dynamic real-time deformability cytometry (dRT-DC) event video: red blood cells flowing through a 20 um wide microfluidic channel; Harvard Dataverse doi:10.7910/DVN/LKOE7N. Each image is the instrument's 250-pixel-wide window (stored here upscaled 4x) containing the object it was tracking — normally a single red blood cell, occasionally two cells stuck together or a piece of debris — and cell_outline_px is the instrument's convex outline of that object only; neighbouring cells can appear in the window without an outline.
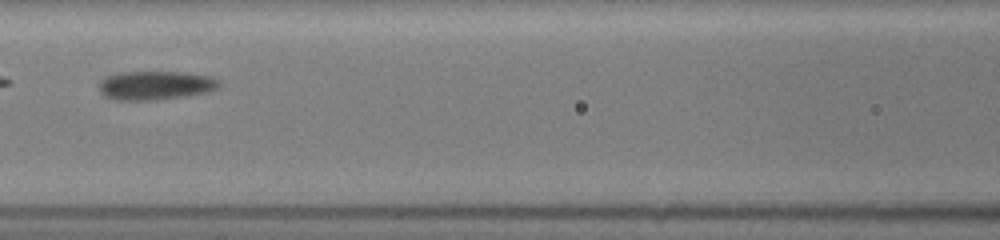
{"species": "common noctule bat (a hibernating species)", "species_latin": "Nyctalus noctula", "temperature_condition": "room temperature", "stored_images_in_passage": 21, "camera_frame_rate_fps": 3000, "um_per_image_px": 0.085, "animal": {"sex": "female", "body_mass_g": 19.5, "forearm_length_mm": 54.1}, "frame": {"image": 1, "passage_image": 6, "time_ms": 3.333, "image_size_px": [1000, 240], "cell_outline_px": [[220, 84], [216, 88], [208, 92], [184, 96], [148, 100], [116, 100], [104, 96], [100, 92], [100, 80], [108, 76], [124, 72], [180, 72], [208, 76], [220, 80]], "centroid_in_image_um": [13.2, 7.26], "position_along_channel_um": 153.4, "area_um2": 19.88}}
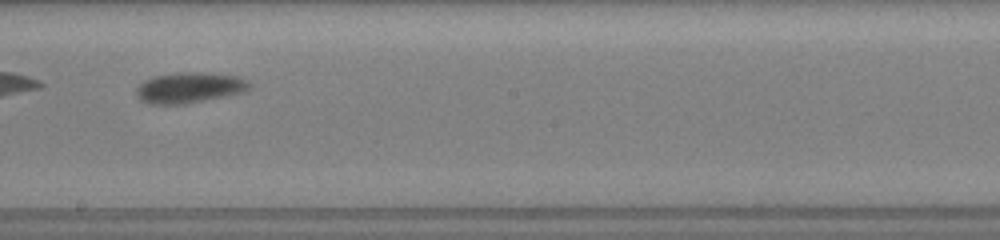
{"frame": {"image": 2, "passage_image": 10, "time_ms": 5.333, "image_size_px": [1000, 240], "cell_outline_px": [[252, 84], [244, 92], [224, 96], [180, 104], [152, 104], [140, 100], [136, 96], [136, 88], [144, 80], [156, 76], [180, 72], [196, 72], [236, 76], [248, 80]], "centroid_in_image_um": [16.08, 7.45], "position_along_channel_um": 232.1, "area_um2": 19.88}}
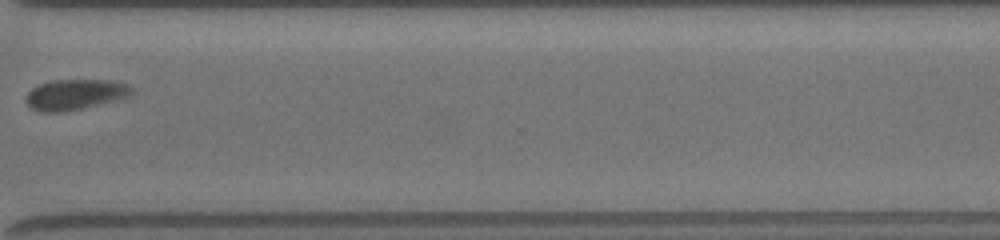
{"frame": {"image": 3, "passage_image": 16, "time_ms": 8.667, "image_size_px": [1000, 240], "cell_outline_px": [[136, 92], [132, 96], [120, 100], [84, 108], [60, 112], [40, 112], [32, 108], [28, 104], [28, 92], [32, 88], [40, 84], [52, 80], [108, 80], [128, 84]], "centroid_in_image_um": [6.48, 8.03], "position_along_channel_um": 364.1, "area_um2": 18.96}, "authors_computed_cell_mechanics": {"area_um2": 19.363, "velocity_mm_per_s": 3.9452, "shape_relaxation_time_tau1_ms": 1.981, "shape_relaxation_time_tau2_ms": null, "deformation_change_tau1": 0.0822, "deformation_change_tau2": null}}